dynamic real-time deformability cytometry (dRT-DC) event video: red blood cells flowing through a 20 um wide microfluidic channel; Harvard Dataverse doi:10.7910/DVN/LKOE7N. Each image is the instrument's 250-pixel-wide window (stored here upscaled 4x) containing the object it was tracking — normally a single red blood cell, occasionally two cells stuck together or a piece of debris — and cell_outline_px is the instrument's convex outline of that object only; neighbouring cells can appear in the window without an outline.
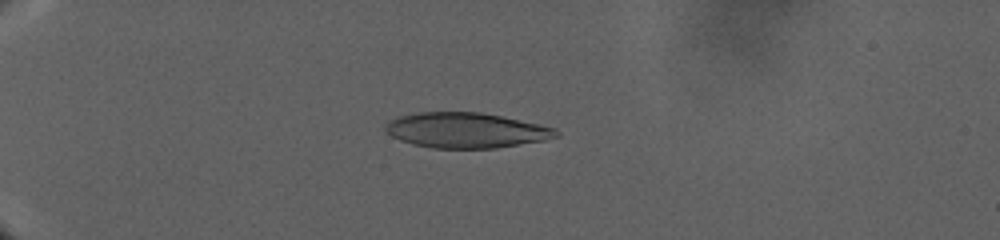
{"species": "human", "species_latin": "Homo sapiens", "temperature_condition": "warm", "stored_images_in_passage": 94, "camera_frame_rate_fps": 3000, "um_per_image_px": 0.085, "donor": {"sex": "male"}, "frame": {"image": 1, "passage_image": 26, "time_ms": 12.667, "image_size_px": [1000, 240], "cell_outline_px": [[560, 136], [544, 140], [496, 148], [432, 148], [412, 144], [400, 140], [392, 136], [384, 128], [388, 120], [396, 116], [420, 112], [480, 112], [540, 124], [556, 128], [560, 132]], "centroid_in_image_um": [39.61, 11.07], "position_along_channel_um": 45.4, "area_um2": 35.14}}
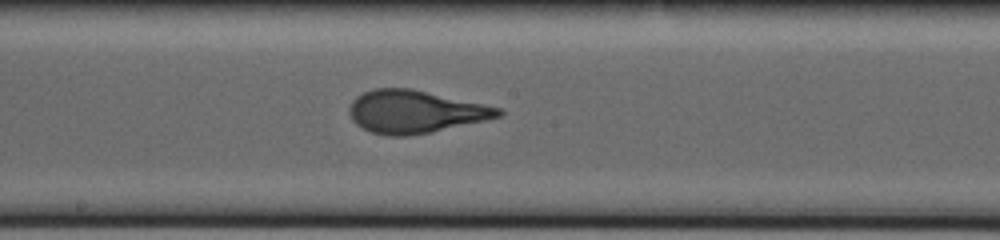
{"frame": {"image": 2, "passage_image": 56, "time_ms": 26.0, "image_size_px": [1000, 240], "cell_outline_px": [[504, 112], [500, 116], [484, 120], [432, 132], [408, 136], [388, 136], [372, 132], [356, 124], [352, 120], [348, 112], [348, 108], [352, 100], [356, 96], [372, 88], [412, 88], [504, 108]], "centroid_in_image_um": [35.27, 9.48], "position_along_channel_um": 212.9, "area_um2": 37.28}}
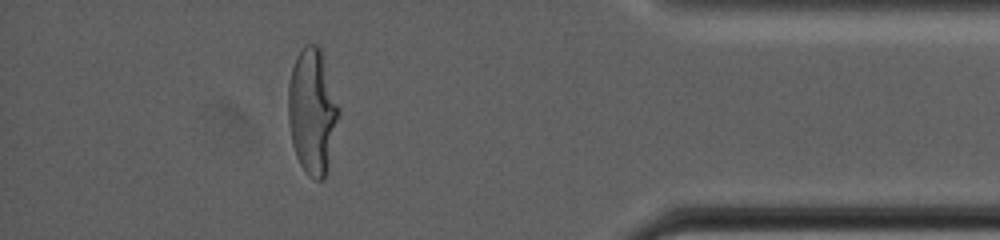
{"frame": {"image": 3, "passage_image": 84, "time_ms": 39.0, "image_size_px": [1000, 240], "cell_outline_px": [[340, 116], [328, 168], [324, 176], [320, 180], [316, 180], [308, 176], [300, 164], [296, 156], [292, 144], [288, 124], [288, 80], [296, 56], [304, 44], [316, 44], [320, 48], [340, 108]], "centroid_in_image_um": [26.54, 9.47], "position_along_channel_um": 408.7, "area_um2": 37.34}}